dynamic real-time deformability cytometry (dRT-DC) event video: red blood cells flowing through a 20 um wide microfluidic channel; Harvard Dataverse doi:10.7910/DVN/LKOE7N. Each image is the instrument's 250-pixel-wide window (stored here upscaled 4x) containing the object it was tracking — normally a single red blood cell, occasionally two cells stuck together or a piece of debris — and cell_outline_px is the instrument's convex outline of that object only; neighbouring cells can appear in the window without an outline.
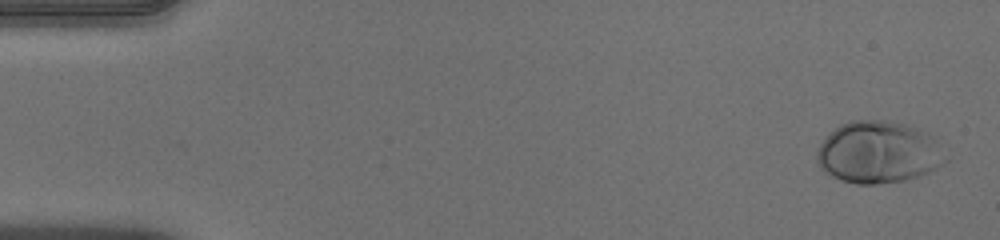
{"species": "human", "species_latin": "Homo sapiens", "temperature_condition": "warm", "stored_images_in_passage": 51, "camera_frame_rate_fps": 3000, "um_per_image_px": 0.085, "donor": {"sex": "male"}, "frame": {"image": 1, "passage_image": 1, "time_ms": 0.0, "image_size_px": [1000, 240], "cell_outline_px": [[948, 160], [944, 164], [920, 176], [904, 180], [876, 184], [856, 184], [840, 180], [824, 172], [820, 168], [816, 160], [816, 152], [820, 144], [840, 124], [848, 120], [884, 120], [904, 124], [916, 128], [936, 136]], "centroid_in_image_um": [74.69, 12.95], "position_along_channel_um": 10.3, "area_um2": 46.82}}
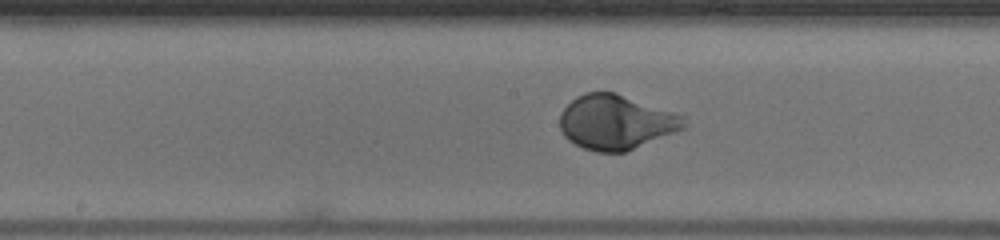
{"frame": {"image": 2, "passage_image": 26, "time_ms": 8.333, "image_size_px": [1000, 240], "cell_outline_px": [[684, 128], [676, 132], [624, 152], [596, 152], [584, 148], [568, 140], [564, 136], [560, 128], [560, 116], [564, 108], [576, 96], [584, 92], [616, 92], [684, 116]], "centroid_in_image_um": [52.33, 10.38], "position_along_channel_um": 195.9, "area_um2": 39.19}}
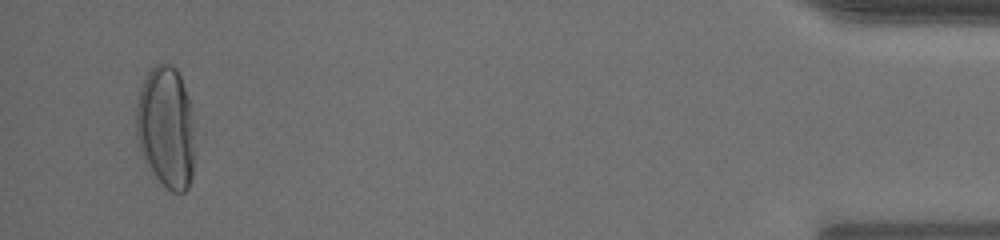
{"frame": {"image": 3, "passage_image": 49, "time_ms": 16.0, "image_size_px": [1000, 240], "cell_outline_px": [[192, 176], [188, 188], [184, 192], [172, 192], [148, 168], [144, 160], [136, 136], [136, 100], [140, 88], [148, 72], [160, 60], [176, 68], [180, 76], [188, 96], [192, 116]], "centroid_in_image_um": [14.08, 10.78], "position_along_channel_um": 421.1, "area_um2": 41.33}, "authors_computed_cell_mechanics": {"area_um2": 38.8994, "velocity_mm_per_s": 3.9306, "shape_relaxation_time_tau1_ms": 2.8177, "shape_relaxation_time_tau2_ms": null, "deformation_change_tau1": 0.1874, "deformation_change_tau2": null}}